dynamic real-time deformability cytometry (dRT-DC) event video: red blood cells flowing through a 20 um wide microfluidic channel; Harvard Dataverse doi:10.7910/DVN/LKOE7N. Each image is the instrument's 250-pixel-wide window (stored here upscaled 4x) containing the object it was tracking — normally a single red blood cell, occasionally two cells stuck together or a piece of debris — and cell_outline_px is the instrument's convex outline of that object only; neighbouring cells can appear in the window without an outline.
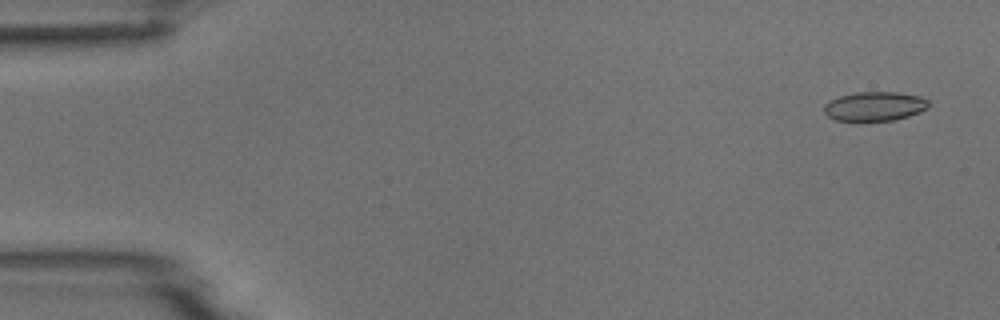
{"species": "common noctule bat (a hibernating species)", "species_latin": "Nyctalus noctula", "temperature_condition": "room temperature", "stored_images_in_passage": 8, "camera_frame_rate_fps": 3000, "um_per_image_px": 0.085, "animal": {"sex": "male", "body_mass_g": 18.8}, "frame": {"image": 1, "passage_image": 1, "time_ms": 0.0, "image_size_px": [1000, 320], "cell_outline_px": [[928, 108], [908, 116], [896, 120], [860, 124], [856, 124], [836, 120], [828, 116], [824, 112], [824, 104], [840, 96], [856, 92], [896, 92], [920, 96], [928, 100]], "centroid_in_image_um": [74.31, 9.09], "position_along_channel_um": 10.7, "area_um2": 18.5}}
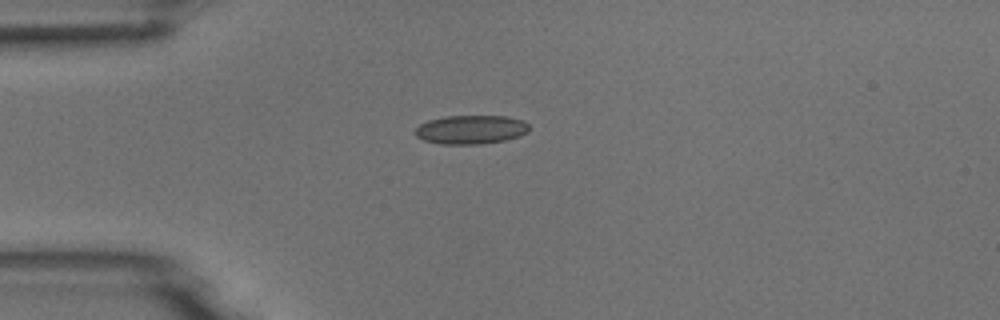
{"frame": {"image": 2, "passage_image": 4, "time_ms": 3.667, "image_size_px": [1000, 320], "cell_outline_px": [[528, 132], [504, 140], [480, 144], [440, 144], [424, 140], [416, 136], [416, 128], [420, 124], [428, 120], [444, 116], [508, 116], [524, 120], [528, 124]], "centroid_in_image_um": [40.02, 11.0], "position_along_channel_um": 45.0, "area_um2": 19.07}}